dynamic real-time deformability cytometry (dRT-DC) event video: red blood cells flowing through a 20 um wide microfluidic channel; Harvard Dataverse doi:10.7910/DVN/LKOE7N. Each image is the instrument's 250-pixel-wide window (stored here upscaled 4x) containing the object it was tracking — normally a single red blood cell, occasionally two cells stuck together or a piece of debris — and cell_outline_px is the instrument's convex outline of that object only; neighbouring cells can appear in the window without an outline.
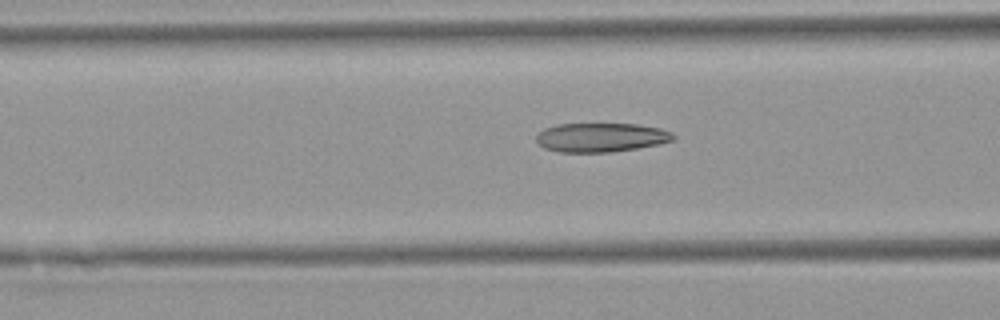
{"species": "Egyptian fruit bat (a non-hibernating species)", "species_latin": "Rousettus aegyptiacus", "temperature_condition": "warm", "stored_images_in_passage": 37, "camera_frame_rate_fps": 3000, "um_per_image_px": 0.085, "animal": {"sex": "female"}, "frame": {"image": 1, "passage_image": 12, "time_ms": 3.667, "image_size_px": [1000, 320], "cell_outline_px": [[664, 140], [648, 144], [628, 148], [588, 152], [576, 152], [552, 148], [556, 128], [568, 124], [624, 124], [652, 128], [660, 132]], "centroid_in_image_um": [51.26, 11.66], "position_along_channel_um": 115.3, "area_um2": 18.03}}
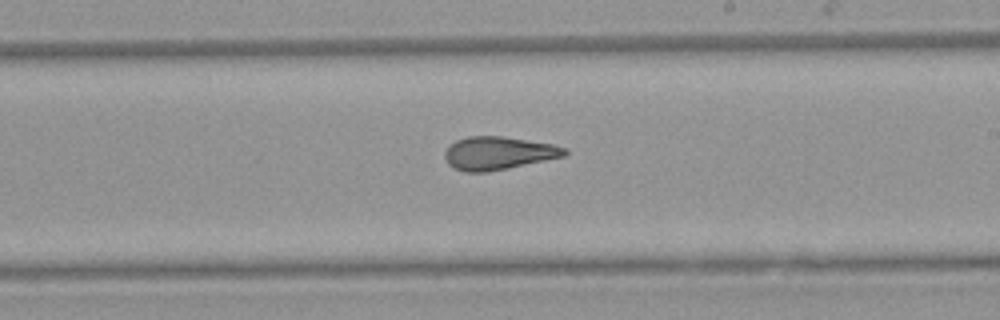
{"frame": {"image": 2, "passage_image": 22, "time_ms": 7.0, "image_size_px": [1000, 320], "cell_outline_px": [[564, 152], [556, 156], [496, 168], [460, 168], [452, 164], [452, 148], [456, 144], [464, 140], [516, 140], [544, 144], [556, 148]], "centroid_in_image_um": [42.41, 13.02], "position_along_channel_um": 246.6, "area_um2": 17.34}}
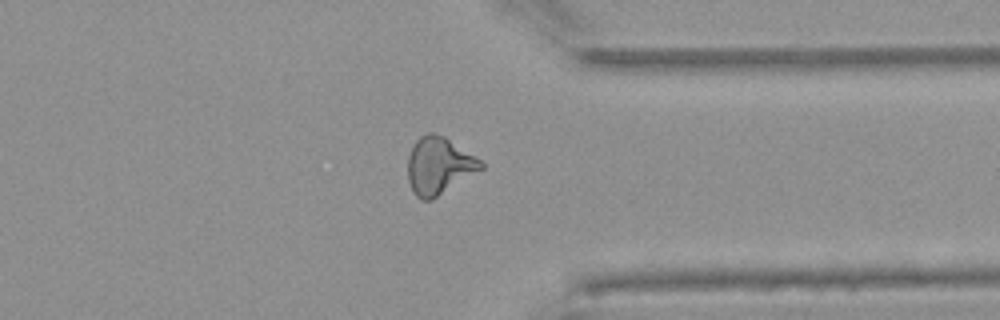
{"frame": {"image": 3, "passage_image": 32, "time_ms": 10.333, "image_size_px": [1000, 320], "cell_outline_px": [[480, 168], [432, 196], [420, 196], [416, 192], [412, 184], [412, 176], [444, 140], [476, 160]], "centroid_in_image_um": [37.64, 14.44], "position_along_channel_um": 373.8, "area_um2": 15.2}}